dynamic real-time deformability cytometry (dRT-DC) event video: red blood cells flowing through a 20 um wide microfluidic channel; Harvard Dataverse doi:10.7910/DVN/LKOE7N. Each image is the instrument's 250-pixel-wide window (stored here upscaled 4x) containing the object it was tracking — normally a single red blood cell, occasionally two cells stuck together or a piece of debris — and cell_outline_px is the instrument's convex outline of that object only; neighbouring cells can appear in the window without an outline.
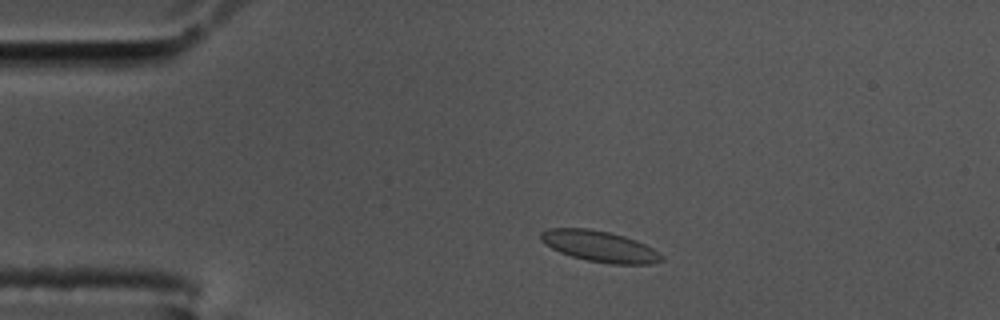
{"species": "common noctule bat (a hibernating species)", "species_latin": "Nyctalus noctula", "temperature_condition": "cold", "stored_images_in_passage": 53, "camera_frame_rate_fps": 3000, "um_per_image_px": 0.085, "animal": {"sex": "male", "body_mass_g": 17.5, "forearm_length_mm": 52.3}, "frame": {"image": 1, "passage_image": 7, "time_ms": 2.0, "image_size_px": [1000, 320], "cell_outline_px": [[664, 260], [652, 264], [612, 264], [588, 260], [572, 256], [560, 252], [552, 248], [540, 240], [540, 232], [548, 228], [588, 228], [608, 232], [624, 236], [636, 240], [660, 252], [664, 256]], "centroid_in_image_um": [50.99, 20.93], "position_along_channel_um": 34.0, "area_um2": 21.79}}
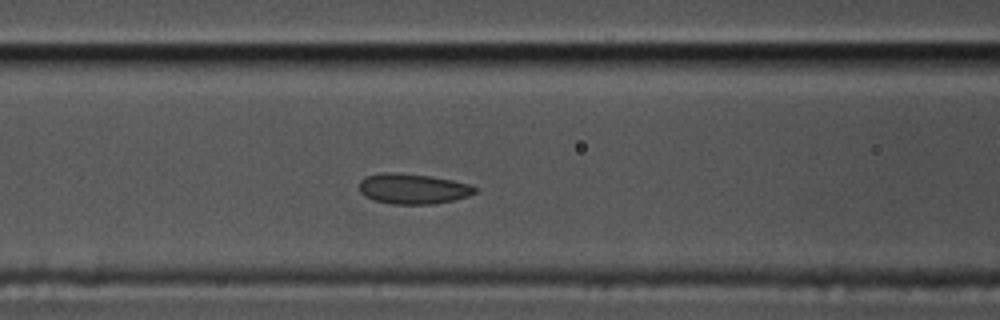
{"frame": {"image": 2, "passage_image": 19, "time_ms": 6.0, "image_size_px": [1000, 320], "cell_outline_px": [[476, 192], [468, 196], [452, 200], [432, 204], [392, 204], [376, 200], [364, 196], [360, 192], [360, 180], [364, 176], [380, 172], [392, 172], [432, 176], [452, 180], [468, 184], [476, 188]], "centroid_in_image_um": [35.06, 16.03], "position_along_channel_um": 131.5, "area_um2": 20.4}}
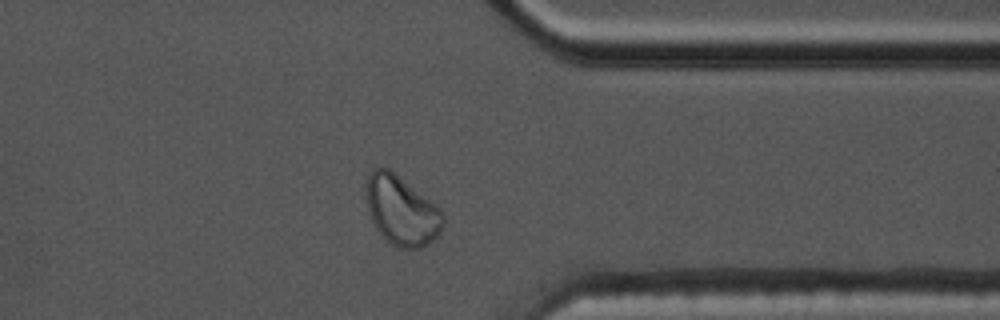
{"frame": {"image": 3, "passage_image": 41, "time_ms": 13.333, "image_size_px": [1000, 320], "cell_outline_px": [[444, 224], [440, 232], [428, 244], [420, 248], [400, 248], [384, 240], [376, 228], [372, 220], [368, 208], [364, 188], [364, 180], [368, 172], [372, 168], [388, 168], [440, 208], [444, 212]], "centroid_in_image_um": [34.09, 17.89], "position_along_channel_um": 377.3, "area_um2": 31.27}}